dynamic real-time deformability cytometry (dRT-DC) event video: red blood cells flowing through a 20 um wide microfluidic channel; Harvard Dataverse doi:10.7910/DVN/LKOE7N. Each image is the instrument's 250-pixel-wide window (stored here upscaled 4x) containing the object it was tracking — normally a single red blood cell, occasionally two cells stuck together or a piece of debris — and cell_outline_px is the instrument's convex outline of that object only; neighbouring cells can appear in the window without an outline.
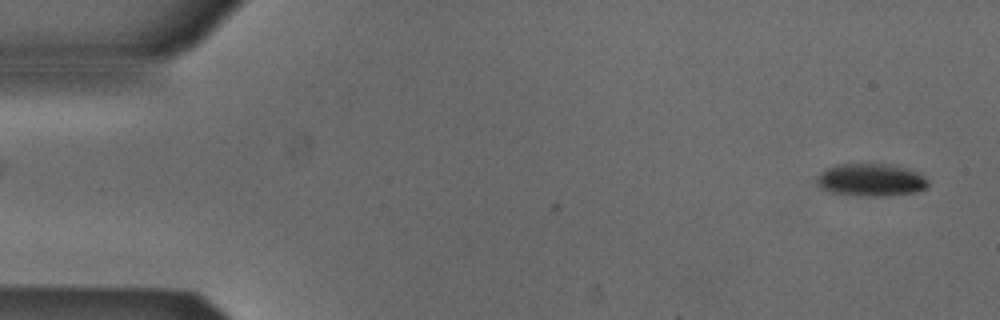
{"species": "Egyptian fruit bat (a non-hibernating species)", "species_latin": "Rousettus aegyptiacus", "temperature_condition": "cold", "stored_images_in_passage": 53, "camera_frame_rate_fps": 3000, "um_per_image_px": 0.085, "animal": {"sex": "male"}, "frame": {"image": 1, "passage_image": 2, "time_ms": 0.333, "image_size_px": [1000, 320], "cell_outline_px": [[928, 188], [916, 192], [884, 196], [868, 196], [828, 192], [820, 188], [816, 184], [816, 176], [824, 168], [836, 164], [884, 164], [908, 168], [924, 176], [928, 180]], "centroid_in_image_um": [73.99, 15.29], "position_along_channel_um": 11.0, "area_um2": 21.39}}
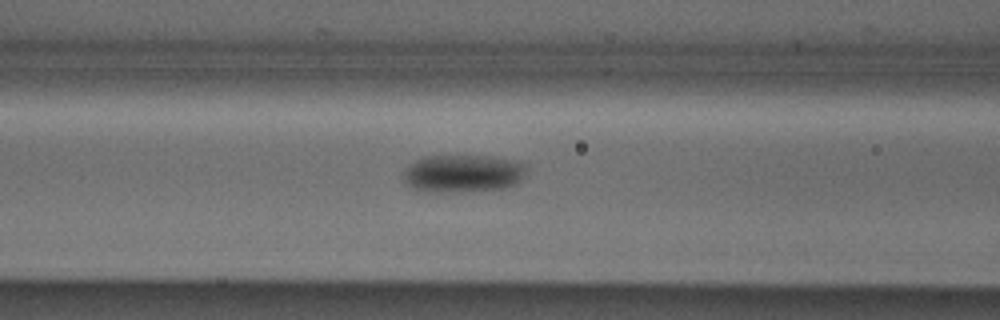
{"frame": {"image": 2, "passage_image": 21, "time_ms": 6.667, "image_size_px": [1000, 320], "cell_outline_px": [[524, 172], [520, 180], [516, 184], [504, 188], [460, 192], [424, 192], [404, 184], [404, 168], [408, 164], [424, 156], [492, 156], [524, 164]], "centroid_in_image_um": [39.26, 14.76], "position_along_channel_um": 127.3, "area_um2": 27.05}}
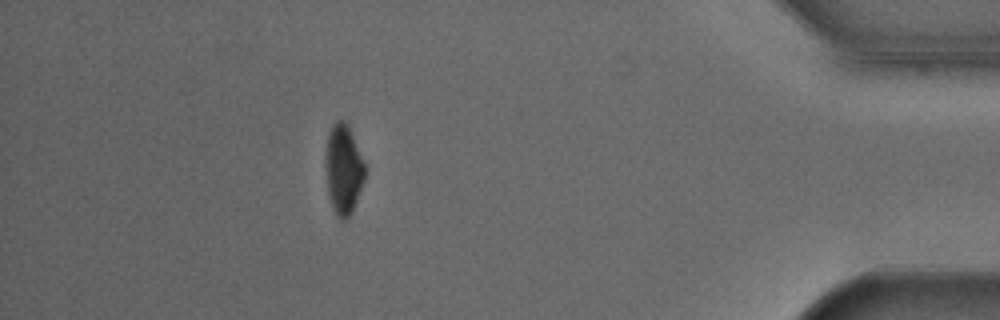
{"frame": {"image": 3, "passage_image": 47, "time_ms": 15.333, "image_size_px": [1000, 320], "cell_outline_px": [[364, 180], [352, 212], [344, 220], [340, 220], [336, 216], [332, 208], [328, 196], [324, 164], [328, 132], [332, 124], [336, 120], [344, 120], [348, 124], [364, 164]], "centroid_in_image_um": [29.15, 14.4], "position_along_channel_um": 406.1, "area_um2": 20.69}, "authors_computed_cell_mechanics": {"area_um2": 23.6402, "velocity_mm_per_s": 3.8287, "shape_relaxation_time_tau1_ms": 2.5414, "shape_relaxation_time_tau2_ms": null, "deformation_change_tau1": 0.0903, "deformation_change_tau2": null}}